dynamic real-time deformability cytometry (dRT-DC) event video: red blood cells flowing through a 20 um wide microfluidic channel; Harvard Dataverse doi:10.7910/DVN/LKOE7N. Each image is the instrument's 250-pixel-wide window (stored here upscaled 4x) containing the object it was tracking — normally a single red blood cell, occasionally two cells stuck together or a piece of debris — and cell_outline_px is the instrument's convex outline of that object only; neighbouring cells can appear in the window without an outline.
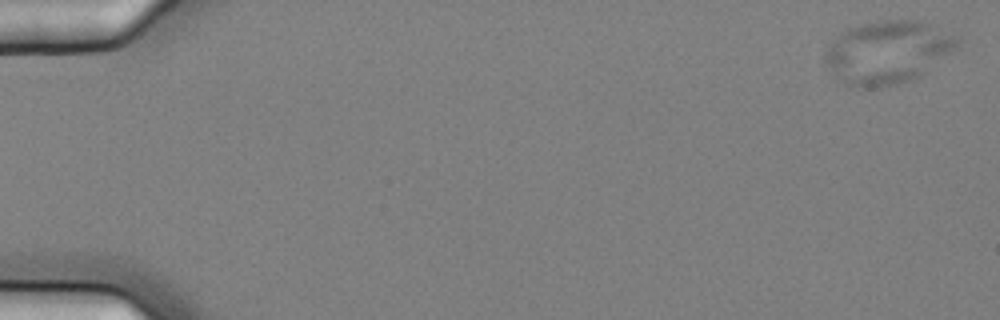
{"species": "common noctule bat (a hibernating species)", "species_latin": "Nyctalus noctula", "temperature_condition": "cold", "stored_images_in_passage": 7, "camera_frame_rate_fps": 3000, "um_per_image_px": 0.085, "animal": {"sex": "female", "body_mass_g": 25.1}, "frame": {"image": 1, "passage_image": 1, "time_ms": 0.0, "image_size_px": [1000, 320], "cell_outline_px": [[956, 44], [952, 48], [920, 76], [896, 84], [872, 88], [868, 88], [848, 84], [832, 76], [824, 60], [824, 52], [828, 44], [832, 40], [848, 28], [860, 24], [884, 20], [916, 20], [928, 24], [956, 36]], "centroid_in_image_um": [75.32, 4.43], "position_along_channel_um": 9.7, "area_um2": 47.4}}
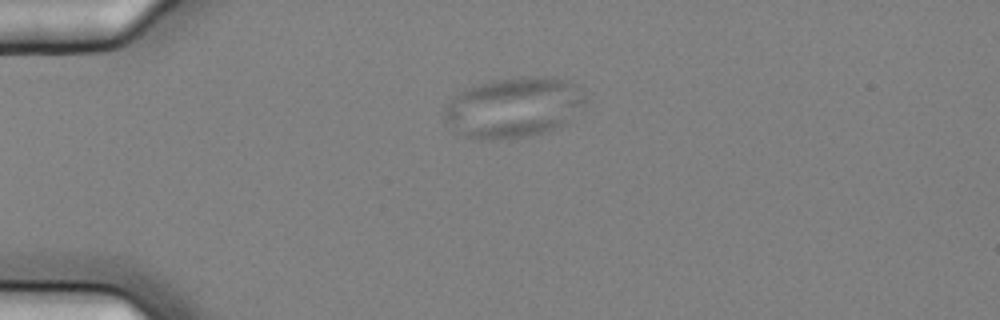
{"frame": {"image": 2, "passage_image": 5, "time_ms": 1.333, "image_size_px": [1000, 320], "cell_outline_px": [[588, 100], [564, 124], [548, 132], [528, 136], [464, 136], [452, 132], [444, 120], [444, 112], [448, 104], [464, 88], [492, 80], [520, 76], [548, 76], [568, 80], [576, 84], [580, 88]], "centroid_in_image_um": [43.69, 9.07], "position_along_channel_um": 41.3, "area_um2": 49.07}}